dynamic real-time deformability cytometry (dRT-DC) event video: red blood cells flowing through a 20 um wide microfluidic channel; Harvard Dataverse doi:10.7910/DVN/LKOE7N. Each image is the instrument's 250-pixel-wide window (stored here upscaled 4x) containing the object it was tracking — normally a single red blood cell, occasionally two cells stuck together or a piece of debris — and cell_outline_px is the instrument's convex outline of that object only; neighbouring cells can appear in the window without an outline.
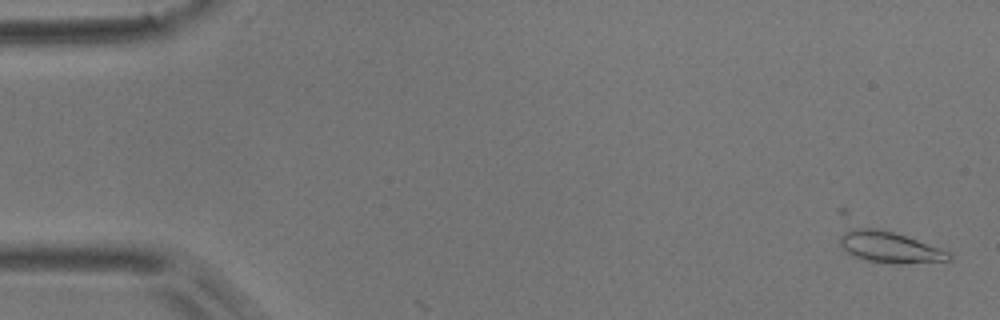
{"species": "common noctule bat (a hibernating species)", "species_latin": "Nyctalus noctula", "temperature_condition": "room temperature", "stored_images_in_passage": 3, "camera_frame_rate_fps": 3000, "um_per_image_px": 0.085, "animal": {"sex": "male", "body_mass_g": 17.9}, "frame": {"image": 1, "passage_image": 2, "time_ms": 1.0, "image_size_px": [1000, 320], "cell_outline_px": [[952, 260], [896, 264], [864, 260], [848, 252], [840, 244], [840, 236], [844, 232], [856, 228], [876, 228], [892, 232], [952, 252]], "centroid_in_image_um": [75.66, 21.02], "position_along_channel_um": 9.3, "area_um2": 19.36}}